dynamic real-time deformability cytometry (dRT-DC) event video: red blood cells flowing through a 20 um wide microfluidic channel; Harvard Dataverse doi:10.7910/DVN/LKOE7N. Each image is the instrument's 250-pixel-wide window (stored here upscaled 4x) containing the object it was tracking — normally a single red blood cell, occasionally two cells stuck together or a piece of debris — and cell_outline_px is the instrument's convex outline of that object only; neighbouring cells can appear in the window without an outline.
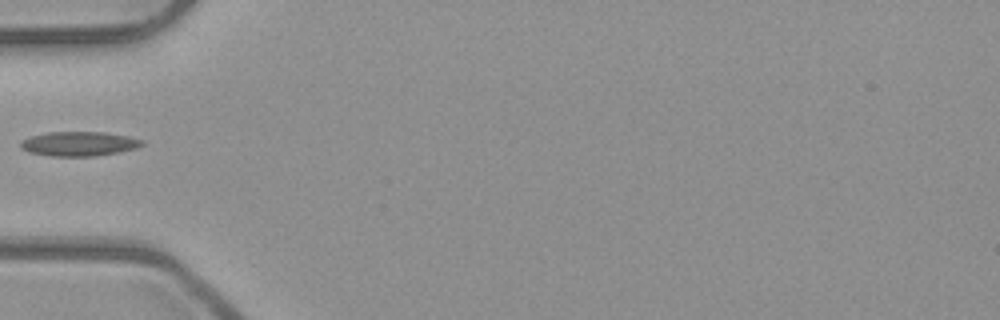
{"species": "common noctule bat (a hibernating species)", "species_latin": "Nyctalus noctula", "temperature_condition": "room temperature", "stored_images_in_passage": 4, "camera_frame_rate_fps": 3000, "um_per_image_px": 0.085, "animal": {"sex": "male", "body_mass_g": 23.1, "forearm_length_mm": 52.7}, "frame": {"image": 1, "passage_image": 2, "time_ms": 0.333, "image_size_px": [1000, 320], "cell_outline_px": [[144, 144], [136, 148], [120, 152], [96, 156], [52, 156], [28, 152], [20, 148], [20, 144], [24, 140], [32, 136], [48, 132], [104, 132], [128, 136], [144, 140]], "centroid_in_image_um": [6.75, 12.22], "position_along_channel_um": 78.3, "area_um2": 17.28}}
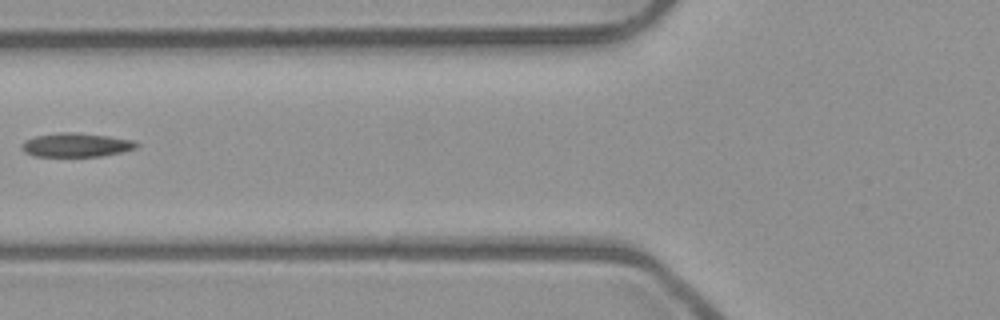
{"frame": {"image": 2, "passage_image": 3, "time_ms": 0.667, "image_size_px": [1000, 320], "cell_outline_px": [[140, 144], [136, 148], [120, 152], [100, 156], [36, 156], [24, 152], [20, 148], [20, 144], [24, 140], [36, 136], [60, 132], [76, 132], [108, 136], [132, 140]], "centroid_in_image_um": [6.43, 12.31], "position_along_channel_um": 119.4, "area_um2": 15.95}}
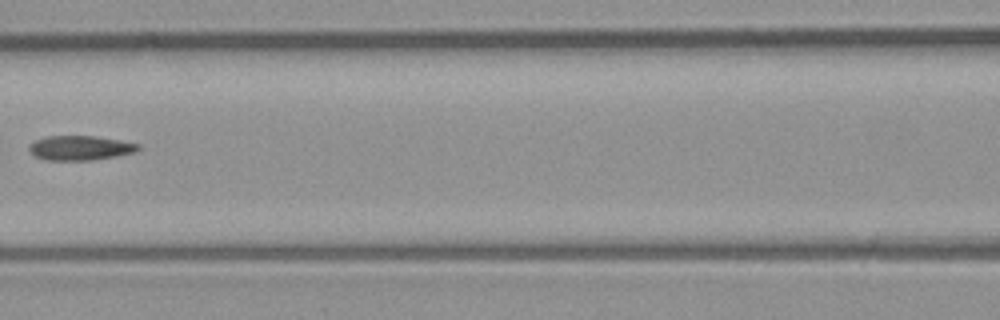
{"frame": {"image": 3, "passage_image": 4, "time_ms": 1.0, "image_size_px": [1000, 320], "cell_outline_px": [[140, 148], [136, 152], [116, 156], [92, 160], [44, 160], [36, 156], [28, 148], [36, 140], [48, 136], [92, 136], [120, 140], [140, 144]], "centroid_in_image_um": [6.86, 12.58], "position_along_channel_um": 159.7, "area_um2": 15.43}}